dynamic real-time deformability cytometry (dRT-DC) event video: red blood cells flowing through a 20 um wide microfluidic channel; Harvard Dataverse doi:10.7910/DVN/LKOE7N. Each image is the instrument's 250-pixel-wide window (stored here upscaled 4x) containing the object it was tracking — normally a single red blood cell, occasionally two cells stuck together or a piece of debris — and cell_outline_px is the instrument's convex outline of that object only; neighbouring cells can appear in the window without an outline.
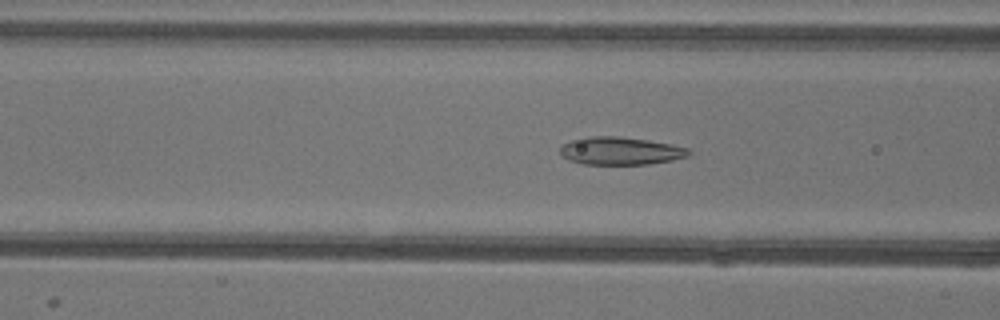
{"species": "common noctule bat (a hibernating species)", "species_latin": "Nyctalus noctula", "temperature_condition": "warm", "stored_images_in_passage": 51, "camera_frame_rate_fps": 3000, "um_per_image_px": 0.085, "animal": {"sex": "female"}, "frame": {"image": 1, "passage_image": 19, "time_ms": 6.0, "image_size_px": [1000, 320], "cell_outline_px": [[692, 152], [688, 156], [672, 160], [648, 164], [584, 164], [568, 160], [560, 156], [560, 148], [564, 144], [572, 140], [592, 136], [620, 136], [648, 140], [672, 144], [688, 148]], "centroid_in_image_um": [52.74, 12.82], "position_along_channel_um": 113.9, "area_um2": 20.87}}
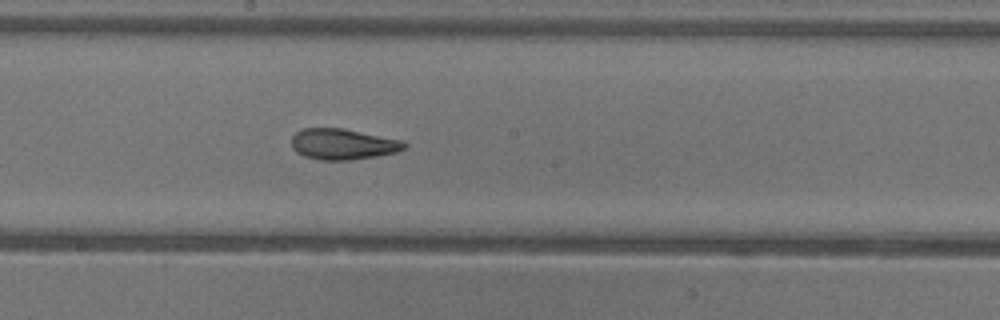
{"frame": {"image": 2, "passage_image": 27, "time_ms": 8.667, "image_size_px": [1000, 320], "cell_outline_px": [[408, 148], [396, 152], [376, 156], [348, 160], [320, 160], [304, 156], [296, 152], [292, 148], [292, 136], [296, 132], [304, 128], [344, 128], [404, 140], [408, 144]], "centroid_in_image_um": [29.18, 12.24], "position_along_channel_um": 219.0, "area_um2": 20.52}}
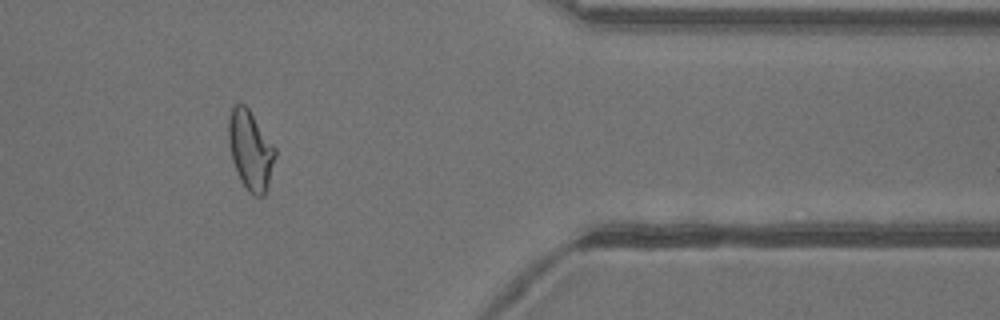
{"frame": {"image": 3, "passage_image": 42, "time_ms": 13.667, "image_size_px": [1000, 320], "cell_outline_px": [[276, 156], [268, 188], [264, 196], [252, 196], [248, 192], [240, 180], [232, 160], [228, 144], [228, 120], [232, 108], [236, 104], [244, 104], [248, 108], [276, 148]], "centroid_in_image_um": [21.29, 12.8], "position_along_channel_um": 390.1, "area_um2": 21.73}, "authors_computed_cell_mechanics": {"area_um2": 21.7328, "velocity_mm_per_s": 3.944, "shape_relaxation_time_tau1_ms": 10.855, "shape_relaxation_time_tau2_ms": 2.1118, "deformation_change_tau1": 0.2401, "deformation_change_tau2": 0.0926}}